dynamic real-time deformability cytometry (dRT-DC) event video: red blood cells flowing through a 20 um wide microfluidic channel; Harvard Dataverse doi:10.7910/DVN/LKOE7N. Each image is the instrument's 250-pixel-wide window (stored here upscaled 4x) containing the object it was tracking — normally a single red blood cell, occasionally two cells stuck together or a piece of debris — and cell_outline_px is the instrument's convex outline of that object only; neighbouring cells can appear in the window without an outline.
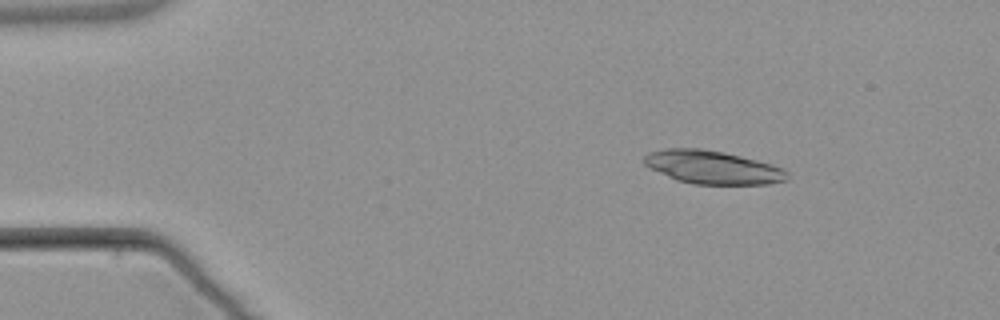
{"species": "common noctule bat (a hibernating species)", "species_latin": "Nyctalus noctula", "temperature_condition": "warm", "stored_images_in_passage": 4, "camera_frame_rate_fps": 3000, "um_per_image_px": 0.085, "animal": {"sex": "male", "body_mass_g": 21.5, "forearm_length_mm": 52.0}, "frame": {"image": 1, "passage_image": 2, "time_ms": 2.0, "image_size_px": [1000, 320], "cell_outline_px": [[788, 180], [768, 184], [692, 184], [676, 180], [648, 168], [644, 164], [644, 156], [648, 152], [664, 148], [704, 148], [724, 152], [772, 164], [788, 172]], "centroid_in_image_um": [60.52, 14.21], "position_along_channel_um": 24.5, "area_um2": 27.92}}